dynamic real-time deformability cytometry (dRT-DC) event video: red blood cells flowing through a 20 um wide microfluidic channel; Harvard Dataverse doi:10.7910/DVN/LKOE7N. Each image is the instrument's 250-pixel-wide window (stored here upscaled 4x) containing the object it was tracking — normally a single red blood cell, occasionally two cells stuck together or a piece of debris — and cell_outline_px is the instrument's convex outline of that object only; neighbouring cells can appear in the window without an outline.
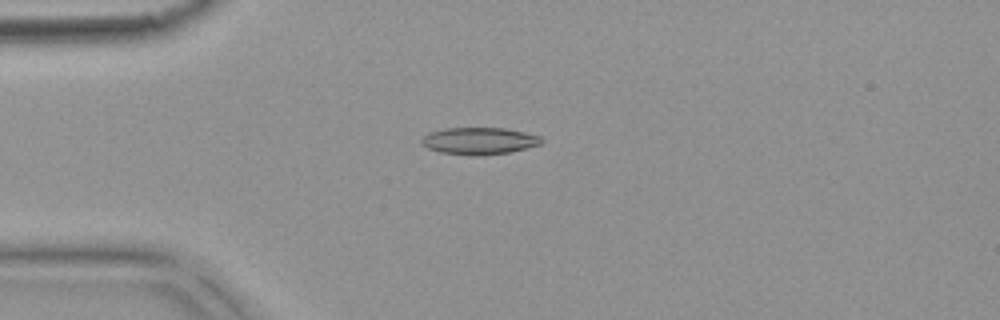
{"species": "common noctule bat (a hibernating species)", "species_latin": "Nyctalus noctula", "temperature_condition": "warm", "stored_images_in_passage": 5, "camera_frame_rate_fps": 3000, "um_per_image_px": 0.085, "animal": {"sex": "female", "body_mass_g": 18.4}, "frame": {"image": 1, "passage_image": 4, "time_ms": 1.0, "image_size_px": [1000, 320], "cell_outline_px": [[544, 140], [540, 144], [508, 152], [480, 156], [472, 156], [440, 152], [428, 148], [420, 144], [420, 140], [428, 132], [444, 128], [504, 128], [524, 132], [540, 136]], "centroid_in_image_um": [40.68, 11.97], "position_along_channel_um": 44.3, "area_um2": 18.9}}